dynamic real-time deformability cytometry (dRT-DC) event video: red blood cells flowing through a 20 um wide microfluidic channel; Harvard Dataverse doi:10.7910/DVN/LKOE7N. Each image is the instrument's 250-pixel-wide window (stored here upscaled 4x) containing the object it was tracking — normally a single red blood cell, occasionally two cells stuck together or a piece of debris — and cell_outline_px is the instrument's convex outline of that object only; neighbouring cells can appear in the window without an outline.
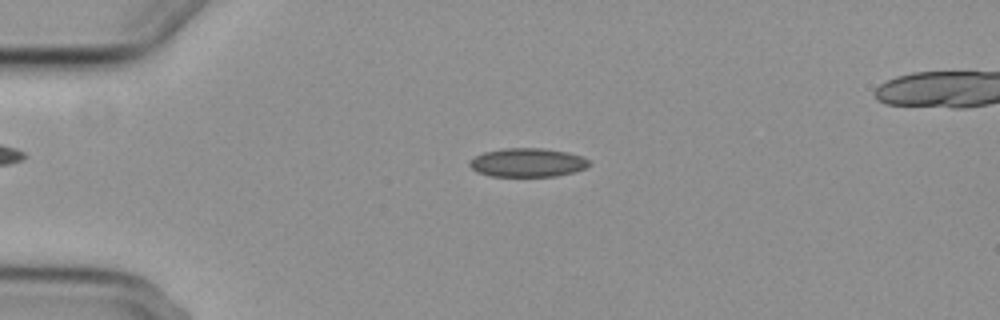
{"species": "common noctule bat (a hibernating species)", "species_latin": "Nyctalus noctula", "temperature_condition": "cold", "stored_images_in_passage": 4, "camera_frame_rate_fps": 3000, "um_per_image_px": 0.085, "animal": {"sex": "female", "body_mass_g": 29.2, "forearm_length_mm": 56.3}, "frame": {"image": 1, "passage_image": 3, "time_ms": 2.333, "image_size_px": [1000, 320], "cell_outline_px": [[592, 164], [588, 168], [556, 176], [488, 176], [476, 172], [468, 164], [468, 160], [484, 152], [504, 148], [544, 148], [568, 152], [584, 156]], "centroid_in_image_um": [44.86, 13.81], "position_along_channel_um": 40.1, "area_um2": 20.29}}